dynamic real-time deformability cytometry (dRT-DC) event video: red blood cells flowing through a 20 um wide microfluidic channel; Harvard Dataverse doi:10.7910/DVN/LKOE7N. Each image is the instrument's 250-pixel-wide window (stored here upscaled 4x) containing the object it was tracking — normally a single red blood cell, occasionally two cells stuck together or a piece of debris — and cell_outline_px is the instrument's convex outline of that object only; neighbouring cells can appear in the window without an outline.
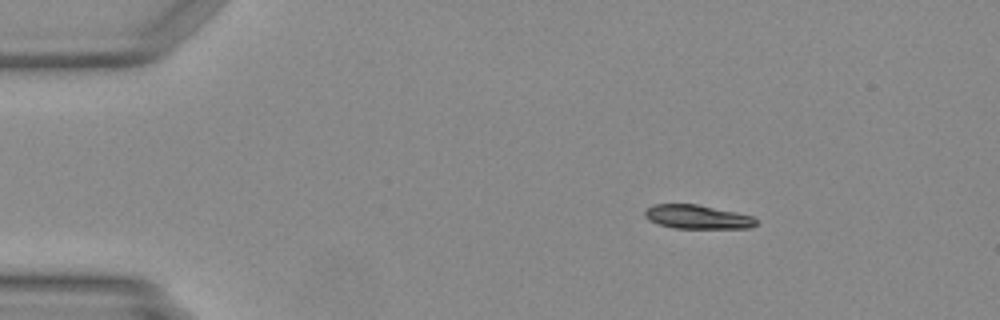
{"species": "Egyptian fruit bat (a non-hibernating species)", "species_latin": "Rousettus aegyptiacus", "temperature_condition": "warm", "stored_images_in_passage": 42, "camera_frame_rate_fps": 3000, "um_per_image_px": 0.085, "animal": {"sex": "female"}, "frame": {"image": 1, "passage_image": 1, "time_ms": 0.0, "image_size_px": [1000, 320], "cell_outline_px": [[756, 224], [752, 228], [676, 228], [660, 224], [648, 220], [644, 216], [644, 212], [648, 208], [656, 204], [696, 204], [736, 212], [752, 216], [756, 220]], "centroid_in_image_um": [59.28, 18.44], "position_along_channel_um": 25.7, "area_um2": 15.32}}
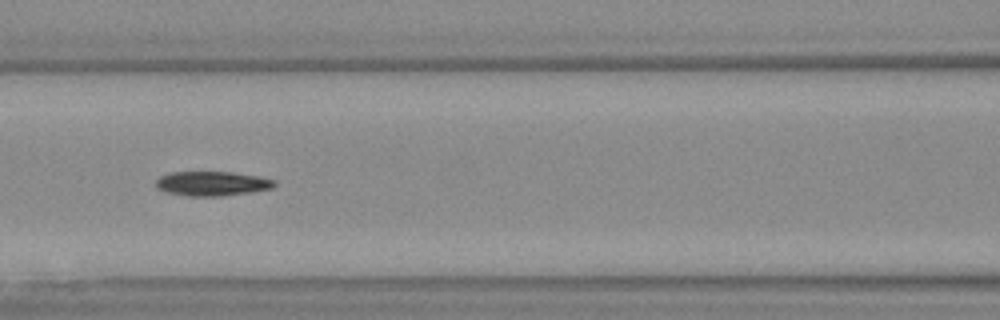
{"frame": {"image": 2, "passage_image": 15, "time_ms": 4.667, "image_size_px": [1000, 320], "cell_outline_px": [[276, 184], [272, 188], [248, 192], [220, 196], [188, 196], [168, 192], [156, 188], [156, 180], [160, 176], [172, 172], [228, 172], [256, 176], [276, 180]], "centroid_in_image_um": [18.0, 15.6], "position_along_channel_um": 148.6, "area_um2": 16.65}}
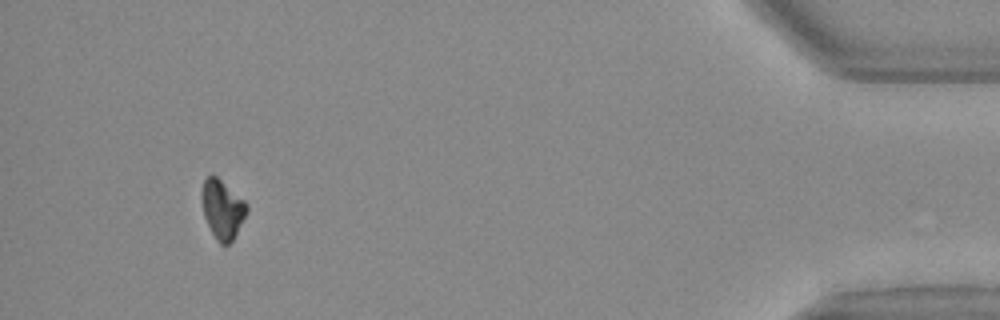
{"frame": {"image": 3, "passage_image": 39, "time_ms": 12.667, "image_size_px": [1000, 320], "cell_outline_px": [[248, 208], [232, 240], [228, 244], [220, 244], [216, 240], [204, 216], [200, 192], [204, 180], [208, 176], [216, 176], [244, 200], [248, 204]], "centroid_in_image_um": [18.87, 17.77], "position_along_channel_um": 416.3, "area_um2": 15.09}}